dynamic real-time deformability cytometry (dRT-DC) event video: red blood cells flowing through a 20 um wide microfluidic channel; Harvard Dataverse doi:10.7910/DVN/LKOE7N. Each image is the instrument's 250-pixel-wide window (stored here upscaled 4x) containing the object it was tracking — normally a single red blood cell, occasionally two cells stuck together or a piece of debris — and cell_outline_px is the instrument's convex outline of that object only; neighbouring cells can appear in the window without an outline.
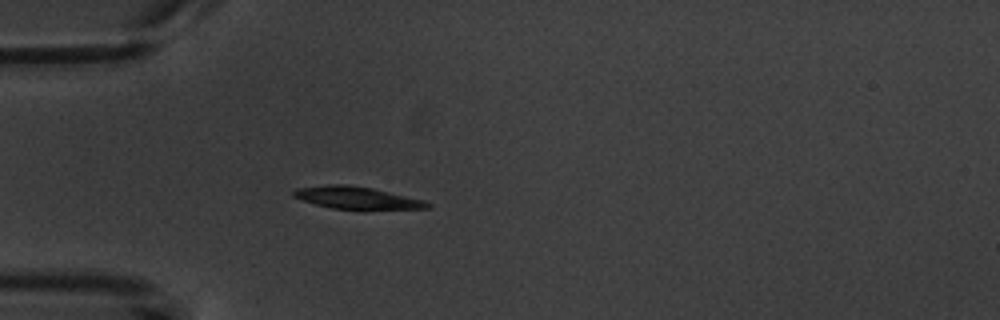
{"species": "common noctule bat (a hibernating species)", "species_latin": "Nyctalus noctula", "temperature_condition": "warm", "stored_images_in_passage": 1, "camera_frame_rate_fps": 3000, "um_per_image_px": 0.085, "animal": {"sex": "male", "body_mass_g": 20.1, "forearm_length_mm": 53.5}, "frame": {"image": 1, "passage_image": 1, "time_ms": 0.0, "image_size_px": [1000, 320], "cell_outline_px": [[432, 208], [332, 208], [316, 204], [292, 196], [292, 192], [296, 188], [328, 184], [348, 184], [372, 188], [424, 200], [432, 204]], "centroid_in_image_um": [30.3, 16.78], "position_along_channel_um": 54.7, "area_um2": 16.88}}